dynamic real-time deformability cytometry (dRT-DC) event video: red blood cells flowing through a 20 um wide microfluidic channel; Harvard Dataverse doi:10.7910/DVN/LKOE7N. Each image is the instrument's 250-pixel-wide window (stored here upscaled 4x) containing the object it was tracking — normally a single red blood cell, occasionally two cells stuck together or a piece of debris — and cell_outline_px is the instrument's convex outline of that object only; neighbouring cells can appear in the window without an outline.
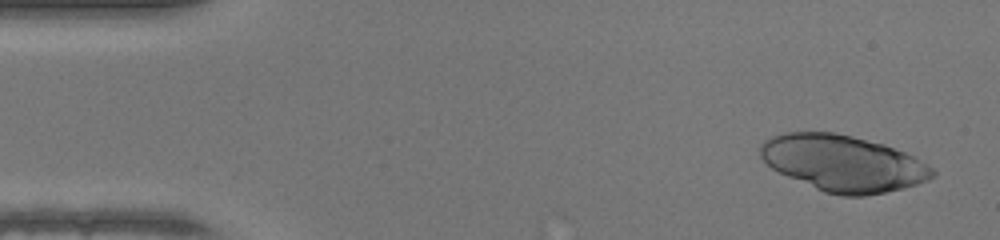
{"species": "human", "species_latin": "Homo sapiens", "temperature_condition": "warm", "stored_images_in_passage": 29, "camera_frame_rate_fps": 3000, "um_per_image_px": 0.085, "donor": {"sex": "female"}, "frame": {"image": 1, "passage_image": 2, "time_ms": 0.333, "image_size_px": [1000, 240], "cell_outline_px": [[936, 176], [928, 180], [904, 188], [864, 196], [840, 196], [824, 192], [788, 176], [772, 168], [760, 156], [760, 144], [764, 140], [772, 136], [784, 132], [836, 132], [884, 144], [904, 152], [928, 164], [936, 172]], "centroid_in_image_um": [71.67, 13.87], "position_along_channel_um": 13.3, "area_um2": 56.24}}